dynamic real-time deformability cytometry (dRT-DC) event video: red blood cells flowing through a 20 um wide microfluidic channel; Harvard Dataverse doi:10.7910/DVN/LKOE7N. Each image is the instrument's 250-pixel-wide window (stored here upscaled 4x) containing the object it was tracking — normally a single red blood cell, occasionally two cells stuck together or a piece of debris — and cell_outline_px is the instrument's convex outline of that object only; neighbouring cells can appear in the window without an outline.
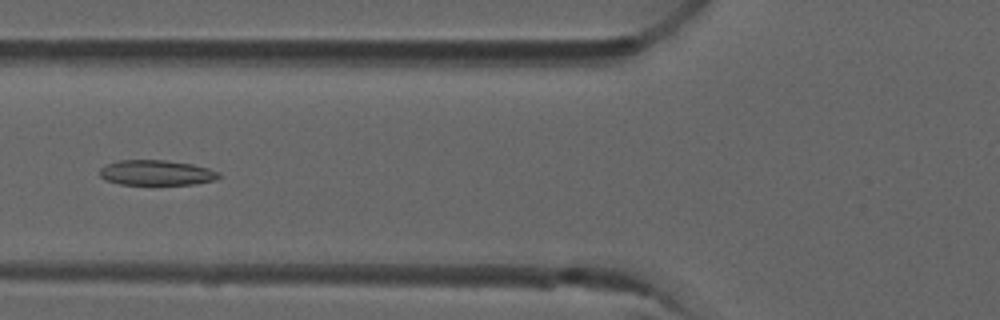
{"species": "common noctule bat (a hibernating species)", "species_latin": "Nyctalus noctula", "temperature_condition": "room temperature", "stored_images_in_passage": 7, "camera_frame_rate_fps": 3000, "um_per_image_px": 0.085, "animal": {"sex": "male", "forearm_length_mm": 52.5}, "frame": {"image": 1, "passage_image": 6, "time_ms": 1.667, "image_size_px": [1000, 320], "cell_outline_px": [[220, 176], [216, 180], [196, 184], [120, 184], [104, 180], [100, 176], [100, 168], [108, 164], [120, 160], [164, 160], [192, 164], [208, 168], [220, 172]], "centroid_in_image_um": [13.31, 14.68], "position_along_channel_um": 112.5, "area_um2": 17.46}}
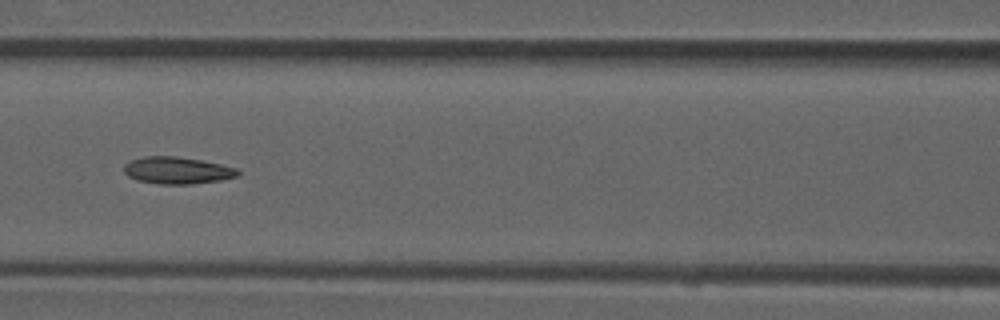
{"frame": {"image": 2, "passage_image": 7, "time_ms": 2.0, "image_size_px": [1000, 320], "cell_outline_px": [[240, 172], [236, 176], [220, 180], [192, 184], [160, 184], [136, 180], [128, 176], [124, 172], [124, 164], [132, 160], [144, 156], [176, 156], [200, 160], [220, 164], [236, 168]], "centroid_in_image_um": [15.03, 14.48], "position_along_channel_um": 151.6, "area_um2": 17.8}}